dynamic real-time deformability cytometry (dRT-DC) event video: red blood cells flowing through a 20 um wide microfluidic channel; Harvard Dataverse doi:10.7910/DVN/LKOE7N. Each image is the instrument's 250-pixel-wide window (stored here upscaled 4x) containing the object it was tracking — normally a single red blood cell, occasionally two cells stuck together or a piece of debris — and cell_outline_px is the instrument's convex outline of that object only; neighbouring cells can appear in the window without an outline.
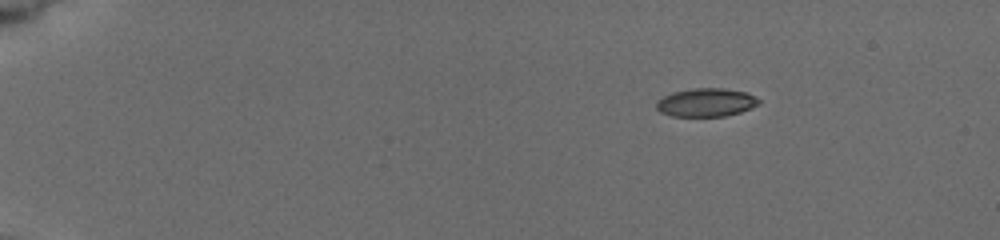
{"species": "common noctule bat (a hibernating species)", "species_latin": "Nyctalus noctula", "temperature_condition": "cold", "stored_images_in_passage": 8, "camera_frame_rate_fps": 3000, "um_per_image_px": 0.085, "animal": {"sex": "female", "body_mass_g": 19.5, "forearm_length_mm": 54.1}, "frame": {"image": 1, "passage_image": 1, "time_ms": 0.0, "image_size_px": [1000, 240], "cell_outline_px": [[760, 104], [740, 112], [724, 116], [672, 116], [660, 112], [656, 108], [656, 100], [672, 92], [692, 88], [724, 88], [748, 92], [760, 100]], "centroid_in_image_um": [60.01, 8.7], "position_along_channel_um": 25.0, "area_um2": 17.05}}
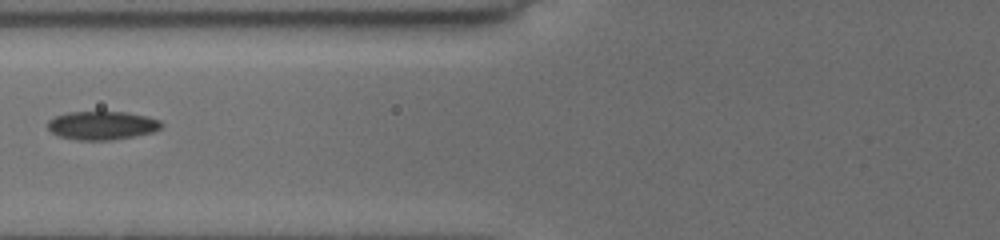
{"frame": {"image": 2, "passage_image": 6, "time_ms": 5.333, "image_size_px": [1000, 240], "cell_outline_px": [[164, 124], [160, 128], [152, 132], [112, 140], [76, 140], [60, 136], [52, 132], [48, 128], [48, 120], [56, 116], [68, 112], [128, 112], [148, 116], [160, 120]], "centroid_in_image_um": [8.69, 10.65], "position_along_channel_um": 117.1, "area_um2": 18.84}}
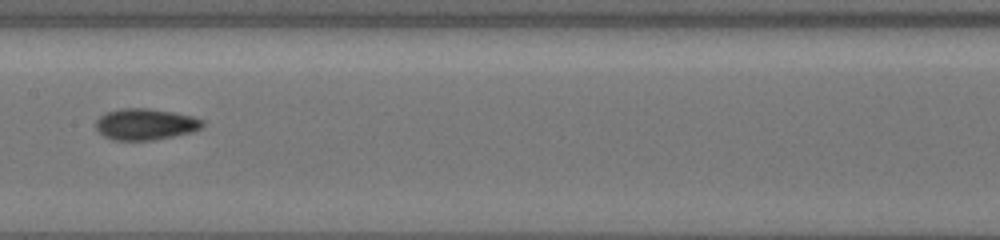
{"frame": {"image": 3, "passage_image": 8, "time_ms": 7.333, "image_size_px": [1000, 240], "cell_outline_px": [[204, 124], [200, 128], [192, 132], [152, 140], [112, 140], [104, 136], [96, 128], [96, 120], [100, 116], [108, 112], [120, 108], [148, 108], [172, 112], [192, 116], [204, 120]], "centroid_in_image_um": [12.35, 10.56], "position_along_channel_um": 195.0, "area_um2": 19.36}}